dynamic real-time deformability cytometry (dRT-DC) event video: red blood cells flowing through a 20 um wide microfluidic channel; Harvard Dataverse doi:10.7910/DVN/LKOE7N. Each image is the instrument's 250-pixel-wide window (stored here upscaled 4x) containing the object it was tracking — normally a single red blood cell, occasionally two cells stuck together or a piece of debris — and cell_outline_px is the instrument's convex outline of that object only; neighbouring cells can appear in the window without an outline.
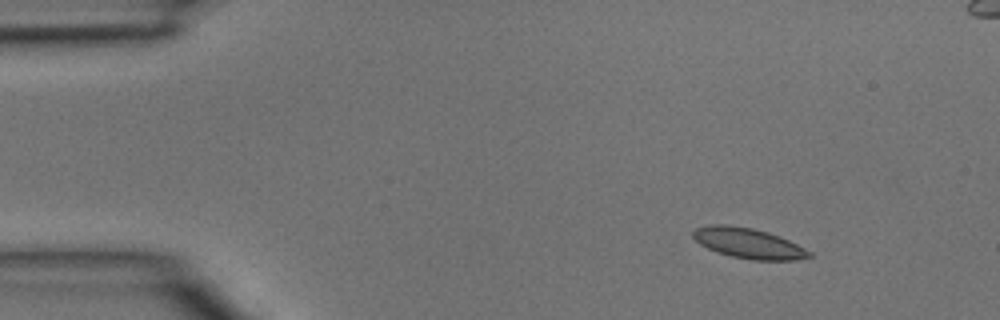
{"species": "common noctule bat (a hibernating species)", "species_latin": "Nyctalus noctula", "temperature_condition": "room temperature", "stored_images_in_passage": 4, "camera_frame_rate_fps": 3000, "um_per_image_px": 0.085, "animal": {"sex": "male", "body_mass_g": 15.6}, "frame": {"image": 1, "passage_image": 1, "time_ms": 0.0, "image_size_px": [1000, 320], "cell_outline_px": [[812, 256], [796, 260], [752, 260], [732, 256], [716, 252], [700, 244], [692, 236], [692, 232], [696, 228], [712, 224], [728, 224], [752, 228], [768, 232], [788, 240], [812, 252]], "centroid_in_image_um": [63.6, 20.67], "position_along_channel_um": 21.4, "area_um2": 20.46}}